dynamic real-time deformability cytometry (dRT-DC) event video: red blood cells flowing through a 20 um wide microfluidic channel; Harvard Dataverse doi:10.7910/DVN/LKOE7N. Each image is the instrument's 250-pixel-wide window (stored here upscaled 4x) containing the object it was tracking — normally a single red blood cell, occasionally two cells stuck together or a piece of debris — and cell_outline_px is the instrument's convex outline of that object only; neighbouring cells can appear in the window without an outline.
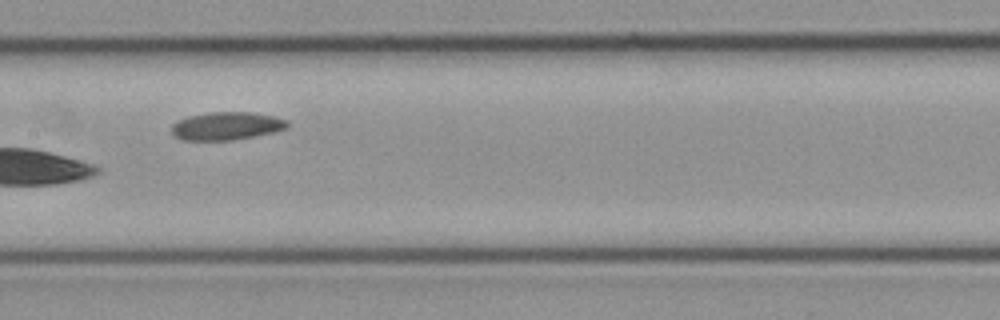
{"species": "common noctule bat (a hibernating species)", "species_latin": "Nyctalus noctula", "temperature_condition": "cold", "stored_images_in_passage": 19, "camera_frame_rate_fps": 3000, "um_per_image_px": 0.085, "animal": {"sex": "female", "body_mass_g": 21.9}, "frame": {"image": 1, "passage_image": 6, "time_ms": 1.667, "image_size_px": [1000, 320], "cell_outline_px": [[288, 128], [272, 132], [232, 140], [180, 140], [172, 136], [172, 124], [176, 120], [188, 116], [212, 112], [252, 112], [276, 116], [288, 120]], "centroid_in_image_um": [19.23, 10.7], "position_along_channel_um": 188.2, "area_um2": 19.02}}